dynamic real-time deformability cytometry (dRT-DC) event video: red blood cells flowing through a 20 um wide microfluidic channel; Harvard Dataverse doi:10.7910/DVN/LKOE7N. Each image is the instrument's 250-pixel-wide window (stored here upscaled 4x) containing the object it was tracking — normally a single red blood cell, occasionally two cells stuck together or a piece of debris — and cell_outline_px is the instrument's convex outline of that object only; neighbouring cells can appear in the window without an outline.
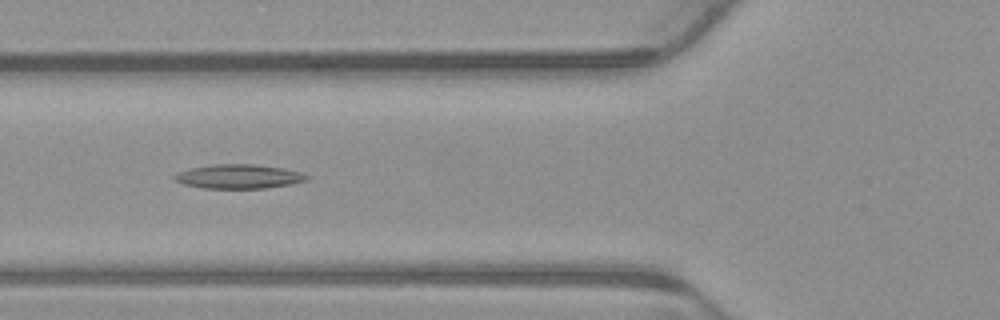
{"species": "common noctule bat (a hibernating species)", "species_latin": "Nyctalus noctula", "temperature_condition": "warm", "stored_images_in_passage": 4, "camera_frame_rate_fps": 3000, "um_per_image_px": 0.085, "animal": {"sex": "male", "body_mass_g": 23.1, "forearm_length_mm": 52.7}, "frame": {"image": 1, "passage_image": 2, "time_ms": 0.333, "image_size_px": [1000, 320], "cell_outline_px": [[308, 180], [292, 184], [264, 188], [204, 188], [184, 184], [172, 180], [172, 176], [188, 168], [212, 164], [252, 164], [284, 168], [300, 172], [308, 176]], "centroid_in_image_um": [20.26, 15.0], "position_along_channel_um": 105.5, "area_um2": 18.67}}
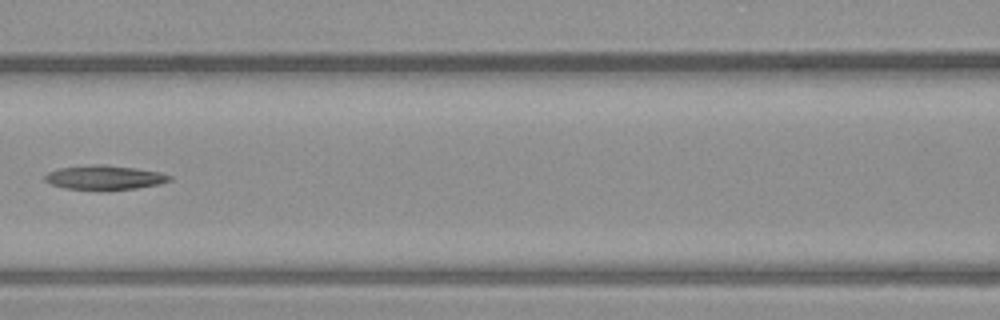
{"frame": {"image": 2, "passage_image": 3, "time_ms": 0.667, "image_size_px": [1000, 320], "cell_outline_px": [[172, 180], [160, 184], [136, 188], [64, 188], [52, 184], [44, 180], [44, 176], [48, 172], [56, 168], [96, 164], [104, 164], [136, 168], [160, 172], [172, 176]], "centroid_in_image_um": [8.9, 15.05], "position_along_channel_um": 157.7, "area_um2": 17.22}}
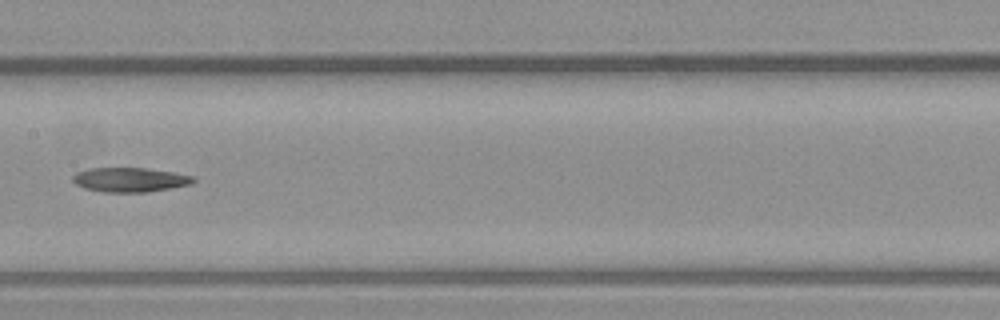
{"frame": {"image": 3, "passage_image": 4, "time_ms": 1.0, "image_size_px": [1000, 320], "cell_outline_px": [[196, 180], [192, 184], [148, 192], [104, 192], [84, 188], [76, 184], [72, 180], [72, 176], [76, 172], [88, 168], [144, 168], [172, 172], [196, 176]], "centroid_in_image_um": [11.05, 15.27], "position_along_channel_um": 196.4, "area_um2": 17.22}}